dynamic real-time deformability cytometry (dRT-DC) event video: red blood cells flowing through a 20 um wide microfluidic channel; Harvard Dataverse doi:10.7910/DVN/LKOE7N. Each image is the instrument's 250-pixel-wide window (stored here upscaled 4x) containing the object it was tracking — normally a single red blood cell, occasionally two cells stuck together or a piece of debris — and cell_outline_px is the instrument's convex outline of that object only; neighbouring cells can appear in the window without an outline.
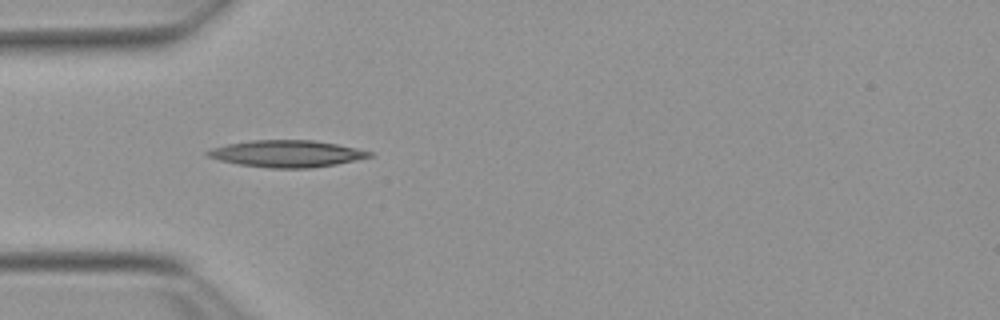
{"species": "Egyptian fruit bat (a non-hibernating species)", "species_latin": "Rousettus aegyptiacus", "temperature_condition": "warm", "stored_images_in_passage": 16, "camera_frame_rate_fps": 3000, "um_per_image_px": 0.085, "animal": {"sex": "female"}, "frame": {"image": 1, "passage_image": 3, "time_ms": 0.667, "image_size_px": [1000, 320], "cell_outline_px": [[376, 156], [336, 164], [308, 168], [268, 168], [240, 164], [220, 160], [208, 156], [204, 152], [212, 148], [228, 144], [252, 140], [312, 140], [336, 144], [356, 148], [372, 152]], "centroid_in_image_um": [24.4, 13.06], "position_along_channel_um": 60.6, "area_um2": 25.14}}